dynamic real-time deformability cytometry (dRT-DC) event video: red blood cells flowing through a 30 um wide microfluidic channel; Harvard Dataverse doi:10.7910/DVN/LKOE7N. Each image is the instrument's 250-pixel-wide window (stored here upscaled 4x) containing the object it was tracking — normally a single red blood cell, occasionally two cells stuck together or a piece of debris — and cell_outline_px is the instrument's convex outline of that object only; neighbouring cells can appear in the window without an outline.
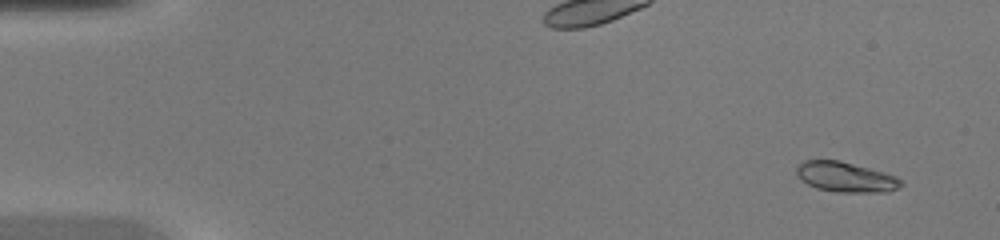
{"species": "common noctule bat (a hibernating species)", "species_latin": "Nyctalus noctula", "temperature_condition": "warm", "stored_images_in_passage": 45, "camera_frame_rate_fps": 3000, "um_per_image_px": 0.085, "animal": {"sex": "female", "body_mass_g": 20.0, "forearm_length_mm": 54.0}, "frame": {"image": 1, "passage_image": 2, "time_ms": 0.333, "image_size_px": [1000, 240], "cell_outline_px": [[904, 184], [888, 192], [836, 192], [816, 188], [800, 180], [796, 176], [796, 164], [804, 160], [840, 160], [884, 172], [896, 176]], "centroid_in_image_um": [71.83, 15.04], "position_along_channel_um": 13.2, "area_um2": 18.5}}
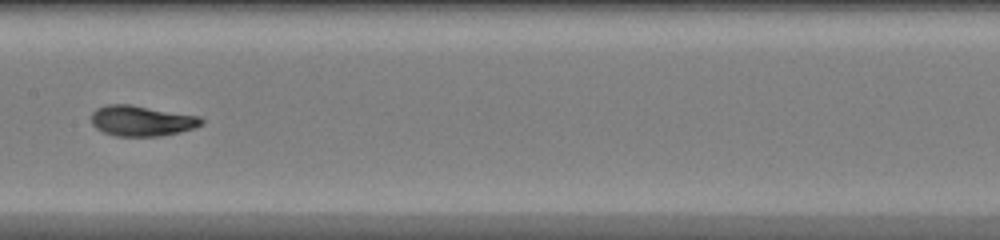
{"frame": {"image": 2, "passage_image": 23, "time_ms": 7.333, "image_size_px": [1000, 240], "cell_outline_px": [[204, 124], [196, 128], [180, 132], [160, 136], [116, 136], [104, 132], [96, 128], [92, 124], [92, 112], [96, 108], [108, 104], [132, 104], [200, 116], [204, 120]], "centroid_in_image_um": [12.08, 10.26], "position_along_channel_um": 195.3, "area_um2": 19.83}}
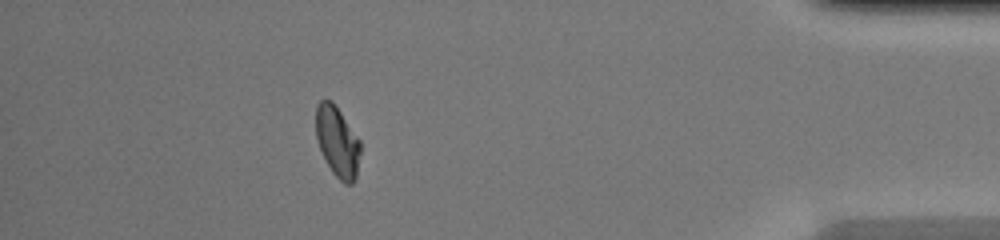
{"frame": {"image": 3, "passage_image": 40, "time_ms": 13.0, "image_size_px": [1000, 240], "cell_outline_px": [[360, 152], [356, 176], [352, 184], [344, 184], [332, 172], [320, 148], [316, 136], [316, 104], [320, 100], [332, 100], [360, 140]], "centroid_in_image_um": [28.68, 12.03], "position_along_channel_um": 406.5, "area_um2": 18.09}}